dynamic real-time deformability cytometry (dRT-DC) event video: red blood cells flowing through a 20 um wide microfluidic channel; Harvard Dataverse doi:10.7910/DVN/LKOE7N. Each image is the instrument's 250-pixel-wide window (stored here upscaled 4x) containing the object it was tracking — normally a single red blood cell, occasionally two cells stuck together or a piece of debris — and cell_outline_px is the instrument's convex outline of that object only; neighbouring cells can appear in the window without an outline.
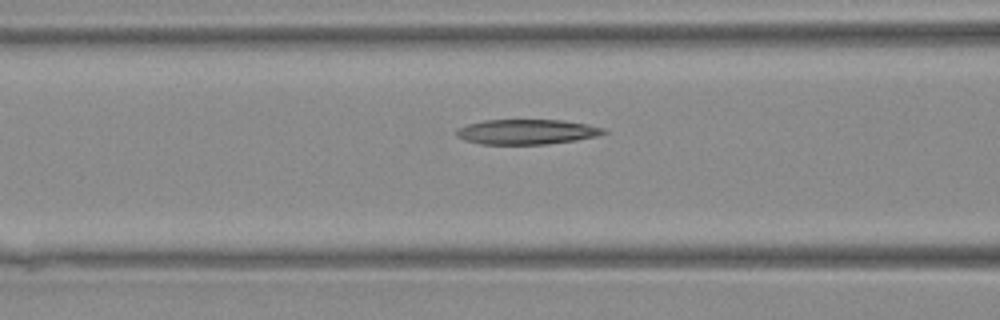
{"species": "Egyptian fruit bat (a non-hibernating species)", "species_latin": "Rousettus aegyptiacus", "temperature_condition": "warm", "stored_images_in_passage": 23, "camera_frame_rate_fps": 3000, "um_per_image_px": 0.085, "animal": {"sex": "female"}, "frame": {"image": 1, "passage_image": 6, "time_ms": 1.667, "image_size_px": [1000, 320], "cell_outline_px": [[608, 132], [596, 136], [576, 140], [548, 144], [480, 144], [464, 140], [456, 136], [456, 128], [468, 124], [484, 120], [564, 120], [588, 124], [604, 128]], "centroid_in_image_um": [44.76, 11.2], "position_along_channel_um": 121.8, "area_um2": 21.56}}
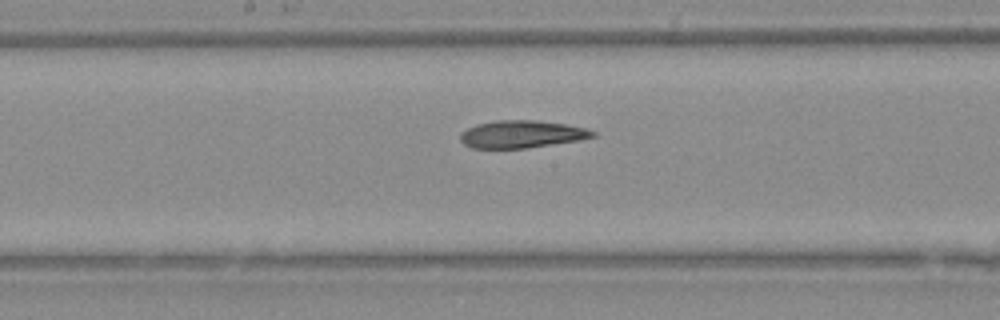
{"frame": {"image": 2, "passage_image": 11, "time_ms": 3.333, "image_size_px": [1000, 320], "cell_outline_px": [[596, 136], [580, 140], [524, 148], [472, 148], [464, 144], [460, 140], [460, 132], [476, 124], [496, 120], [536, 120], [568, 124], [584, 128], [596, 132]], "centroid_in_image_um": [44.33, 11.4], "position_along_channel_um": 203.9, "area_um2": 21.21}}
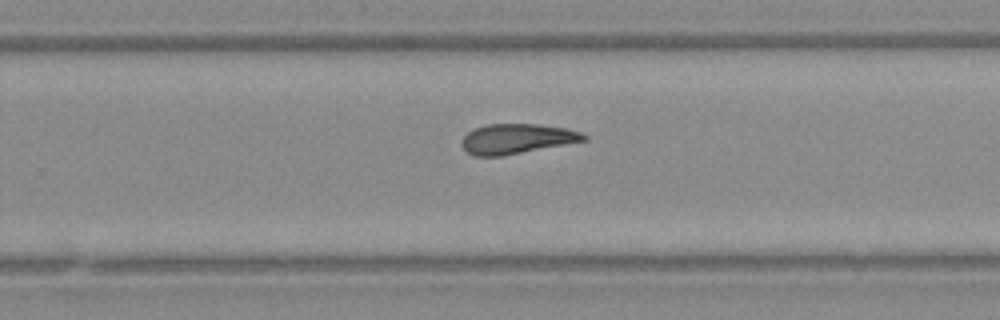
{"frame": {"image": 3, "passage_image": 16, "time_ms": 5.0, "image_size_px": [1000, 320], "cell_outline_px": [[588, 140], [500, 156], [476, 156], [468, 152], [460, 144], [460, 140], [468, 132], [476, 128], [488, 124], [536, 124], [568, 128], [580, 132], [588, 136]], "centroid_in_image_um": [43.93, 11.79], "position_along_channel_um": 285.9, "area_um2": 21.15}}